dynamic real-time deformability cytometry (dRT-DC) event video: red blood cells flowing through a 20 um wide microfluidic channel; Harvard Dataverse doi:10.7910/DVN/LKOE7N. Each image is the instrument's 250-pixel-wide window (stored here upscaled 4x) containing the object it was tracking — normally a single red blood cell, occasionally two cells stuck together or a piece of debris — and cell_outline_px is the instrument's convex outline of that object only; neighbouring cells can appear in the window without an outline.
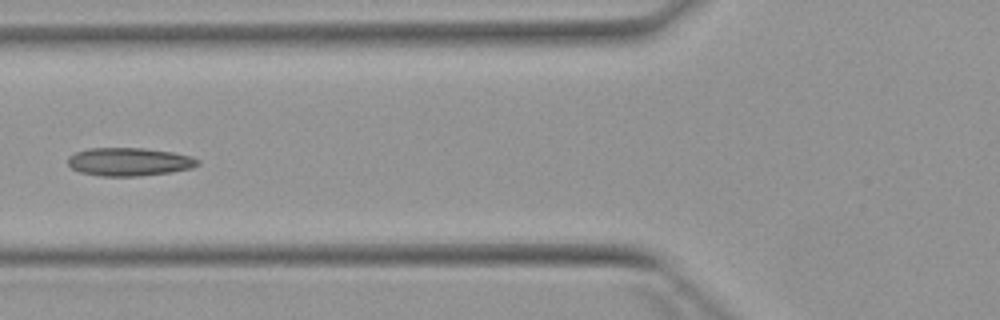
{"species": "Egyptian fruit bat (a non-hibernating species)", "species_latin": "Rousettus aegyptiacus", "temperature_condition": "warm", "stored_images_in_passage": 6, "camera_frame_rate_fps": 3000, "um_per_image_px": 0.085, "animal": {"sex": "female"}, "frame": {"image": 1, "passage_image": 6, "time_ms": 6.0, "image_size_px": [1000, 320], "cell_outline_px": [[200, 164], [192, 168], [172, 172], [140, 176], [100, 176], [80, 172], [72, 168], [68, 164], [68, 156], [76, 152], [88, 148], [144, 148], [172, 152], [192, 156], [200, 160]], "centroid_in_image_um": [11.0, 13.75], "position_along_channel_um": 114.8, "area_um2": 21.5}}